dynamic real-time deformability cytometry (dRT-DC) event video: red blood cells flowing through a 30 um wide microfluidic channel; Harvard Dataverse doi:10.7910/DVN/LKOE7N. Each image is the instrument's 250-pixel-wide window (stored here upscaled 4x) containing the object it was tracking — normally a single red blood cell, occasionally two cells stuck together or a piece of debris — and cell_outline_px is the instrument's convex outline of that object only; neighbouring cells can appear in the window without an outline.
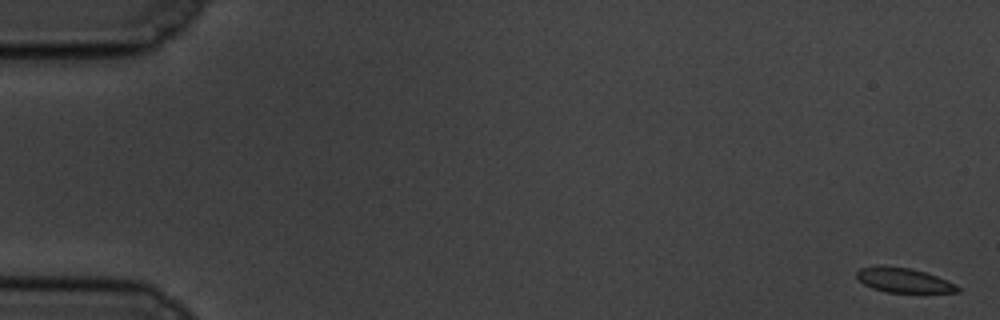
{"species": "common noctule bat (a hibernating species)", "species_latin": "Nyctalus noctula", "temperature_condition": "cold", "stored_images_in_passage": 59, "camera_frame_rate_fps": 3000, "um_per_image_px": 0.085, "animal": {"sex": "male", "body_mass_g": 19.5, "forearm_length_mm": 54.6}, "frame": {"image": 1, "passage_image": 1, "time_ms": 0.0, "image_size_px": [1000, 320], "cell_outline_px": [[960, 292], [884, 292], [872, 288], [864, 284], [856, 276], [856, 272], [860, 268], [880, 264], [884, 264], [908, 268], [924, 272], [936, 276], [956, 284], [960, 288]], "centroid_in_image_um": [76.77, 23.8], "position_along_channel_um": 8.2, "area_um2": 14.51}}
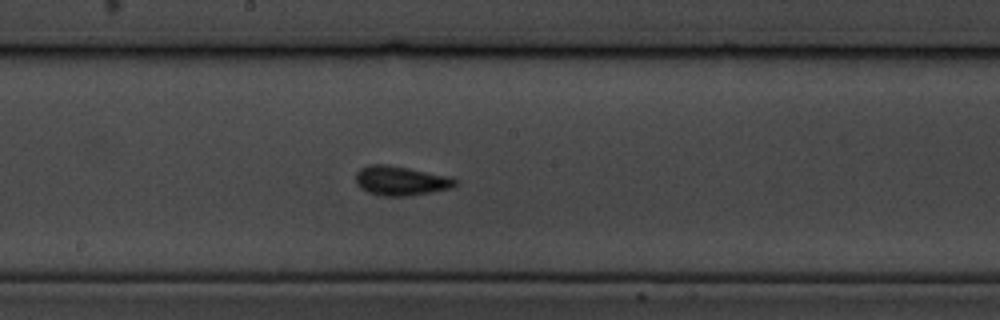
{"frame": {"image": 2, "passage_image": 32, "time_ms": 10.333, "image_size_px": [1000, 320], "cell_outline_px": [[460, 180], [452, 188], [432, 192], [408, 196], [380, 196], [368, 192], [360, 188], [356, 184], [356, 172], [360, 168], [368, 164], [388, 164], [452, 176]], "centroid_in_image_um": [34.09, 15.35], "position_along_channel_um": 214.1, "area_um2": 17.46}}
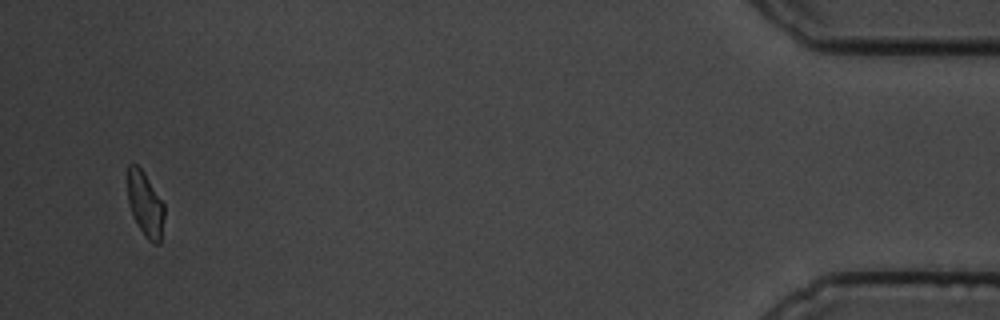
{"frame": {"image": 3, "passage_image": 57, "time_ms": 18.667, "image_size_px": [1000, 320], "cell_outline_px": [[164, 216], [160, 244], [156, 244], [148, 240], [144, 236], [128, 204], [128, 164], [136, 164], [144, 172], [164, 204]], "centroid_in_image_um": [12.35, 17.36], "position_along_channel_um": 422.8, "area_um2": 13.64}, "authors_computed_cell_mechanics": {"area_um2": 15.5482, "velocity_mm_per_s": 3.4263, "shape_relaxation_time_tau1_ms": 3.604, "shape_relaxation_time_tau2_ms": 0.6943, "deformation_change_tau1": 0.0949, "deformation_change_tau2": 0.0361}}